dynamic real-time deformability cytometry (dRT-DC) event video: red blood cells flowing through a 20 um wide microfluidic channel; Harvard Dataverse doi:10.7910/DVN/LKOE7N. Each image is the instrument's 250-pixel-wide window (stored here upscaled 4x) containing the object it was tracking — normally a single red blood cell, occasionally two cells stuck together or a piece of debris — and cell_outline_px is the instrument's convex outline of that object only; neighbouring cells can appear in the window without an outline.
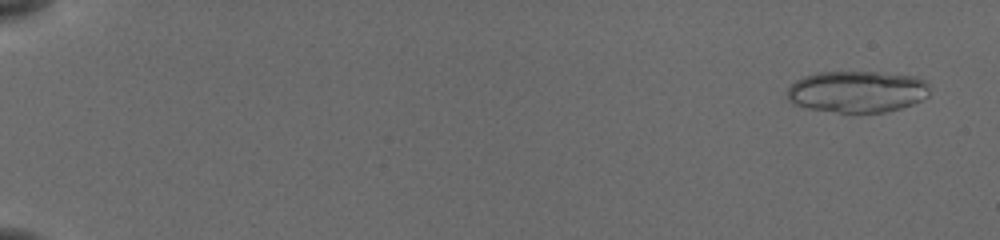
{"species": "common noctule bat (a hibernating species)", "species_latin": "Nyctalus noctula", "temperature_condition": "cold", "stored_images_in_passage": 56, "segment_of_instrument_passage": [1, 2], "camera_frame_rate_fps": 3000, "um_per_image_px": 0.085, "animal": {"sex": "female", "body_mass_g": 19.5, "forearm_length_mm": 54.1}, "frame": {"image": 1, "passage_image": 3, "time_ms": 0.667, "image_size_px": [1000, 240], "cell_outline_px": [[928, 96], [912, 104], [900, 108], [884, 112], [840, 112], [808, 108], [792, 104], [788, 100], [788, 88], [796, 80], [804, 76], [816, 72], [876, 72], [916, 76], [928, 80]], "centroid_in_image_um": [72.86, 7.77], "position_along_channel_um": 12.1, "area_um2": 34.56}}